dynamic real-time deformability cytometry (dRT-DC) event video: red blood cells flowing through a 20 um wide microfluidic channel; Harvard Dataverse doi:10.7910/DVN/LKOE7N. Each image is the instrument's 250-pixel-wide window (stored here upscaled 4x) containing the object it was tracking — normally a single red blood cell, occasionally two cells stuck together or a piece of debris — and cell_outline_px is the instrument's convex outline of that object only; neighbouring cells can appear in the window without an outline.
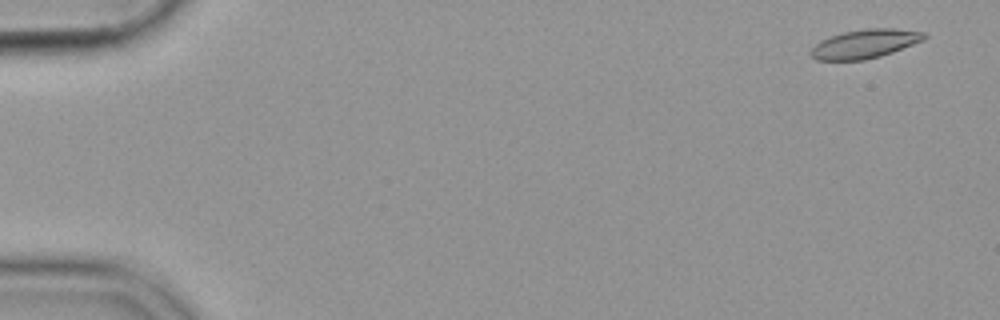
{"species": "common noctule bat (a hibernating species)", "species_latin": "Nyctalus noctula", "temperature_condition": "cold", "stored_images_in_passage": 56, "camera_frame_rate_fps": 3000, "um_per_image_px": 0.085, "animal": {"sex": "female", "body_mass_g": 19.9}, "frame": {"image": 1, "passage_image": 3, "time_ms": 0.667, "image_size_px": [1000, 320], "cell_outline_px": [[928, 36], [924, 40], [892, 52], [880, 56], [864, 60], [816, 60], [808, 52], [820, 40], [844, 32], [868, 28], [896, 28], [924, 32]], "centroid_in_image_um": [73.52, 3.72], "position_along_channel_um": 11.5, "area_um2": 19.02}}
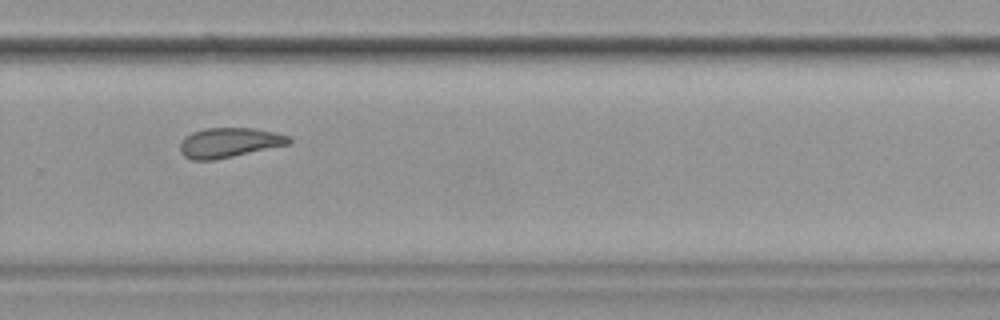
{"frame": {"image": 2, "passage_image": 39, "time_ms": 12.667, "image_size_px": [1000, 320], "cell_outline_px": [[292, 144], [212, 160], [192, 160], [184, 156], [180, 152], [180, 144], [184, 136], [192, 132], [204, 128], [256, 128], [288, 136], [292, 140]], "centroid_in_image_um": [19.47, 12.12], "position_along_channel_um": 310.3, "area_um2": 18.9}}
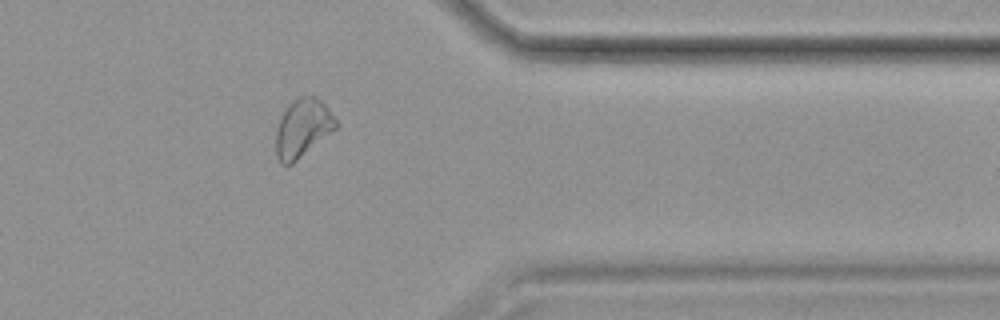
{"frame": {"image": 3, "passage_image": 46, "time_ms": 15.0, "image_size_px": [1000, 320], "cell_outline_px": [[336, 128], [292, 164], [280, 164], [276, 156], [276, 128], [280, 116], [284, 108], [292, 100], [300, 96], [316, 96], [328, 108], [336, 120]], "centroid_in_image_um": [25.68, 10.87], "position_along_channel_um": 385.7, "area_um2": 20.29}}